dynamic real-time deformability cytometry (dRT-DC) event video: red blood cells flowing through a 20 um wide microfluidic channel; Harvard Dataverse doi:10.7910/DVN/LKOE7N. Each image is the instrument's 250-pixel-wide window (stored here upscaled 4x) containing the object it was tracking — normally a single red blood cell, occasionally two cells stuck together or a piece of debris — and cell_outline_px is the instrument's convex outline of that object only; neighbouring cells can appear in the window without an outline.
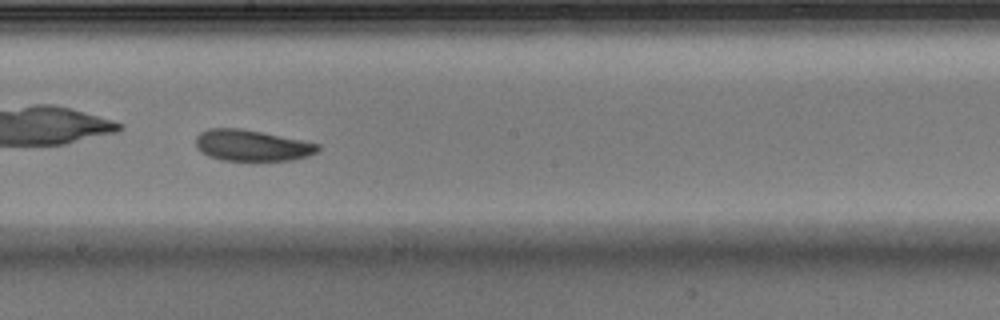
{"species": "Egyptian fruit bat (a non-hibernating species)", "species_latin": "Rousettus aegyptiacus", "temperature_condition": "warm", "stored_images_in_passage": 51, "camera_frame_rate_fps": 3000, "um_per_image_px": 0.085, "animal": {"sex": "male"}, "frame": {"image": 1, "passage_image": 30, "time_ms": 9.667, "image_size_px": [1000, 320], "cell_outline_px": [[320, 148], [316, 152], [308, 156], [292, 160], [220, 160], [208, 156], [196, 148], [196, 136], [200, 132], [208, 128], [240, 128], [320, 144]], "centroid_in_image_um": [21.37, 12.36], "position_along_channel_um": 226.8, "area_um2": 22.02}, "authors_computed_cell_mechanics": {"area_um2": 22.7154, "velocity_mm_per_s": 3.9969, "shape_relaxation_time_tau1_ms": 1.7972, "shape_relaxation_time_tau2_ms": 3.2771, "deformation_change_tau1": 0.1218, "deformation_change_tau2": 0.1022}}